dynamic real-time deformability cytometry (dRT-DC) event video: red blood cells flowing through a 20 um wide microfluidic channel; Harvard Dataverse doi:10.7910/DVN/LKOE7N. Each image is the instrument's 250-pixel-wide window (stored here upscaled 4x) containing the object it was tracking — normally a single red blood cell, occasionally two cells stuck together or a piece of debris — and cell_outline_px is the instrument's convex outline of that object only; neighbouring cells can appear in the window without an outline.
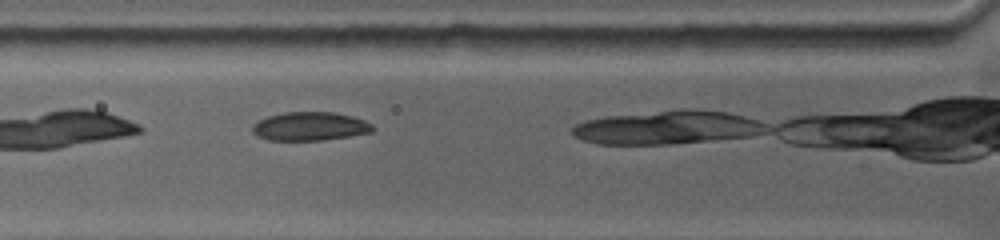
{"species": "common noctule bat (a hibernating species)", "species_latin": "Nyctalus noctula", "temperature_condition": "warm", "stored_images_in_passage": 24, "camera_frame_rate_fps": 5000, "um_per_image_px": 0.085, "animal": {"sex": "female", "body_mass_g": 19.0, "forearm_length_mm": 53.3}, "frame": {"image": 1, "passage_image": 4, "time_ms": 1.0, "image_size_px": [1000, 240], "cell_outline_px": [[372, 132], [324, 140], [268, 140], [256, 136], [252, 132], [252, 124], [268, 116], [284, 112], [332, 112], [352, 116], [364, 120], [372, 124]], "centroid_in_image_um": [26.31, 10.74], "position_along_channel_um": 99.5, "area_um2": 20.0}}